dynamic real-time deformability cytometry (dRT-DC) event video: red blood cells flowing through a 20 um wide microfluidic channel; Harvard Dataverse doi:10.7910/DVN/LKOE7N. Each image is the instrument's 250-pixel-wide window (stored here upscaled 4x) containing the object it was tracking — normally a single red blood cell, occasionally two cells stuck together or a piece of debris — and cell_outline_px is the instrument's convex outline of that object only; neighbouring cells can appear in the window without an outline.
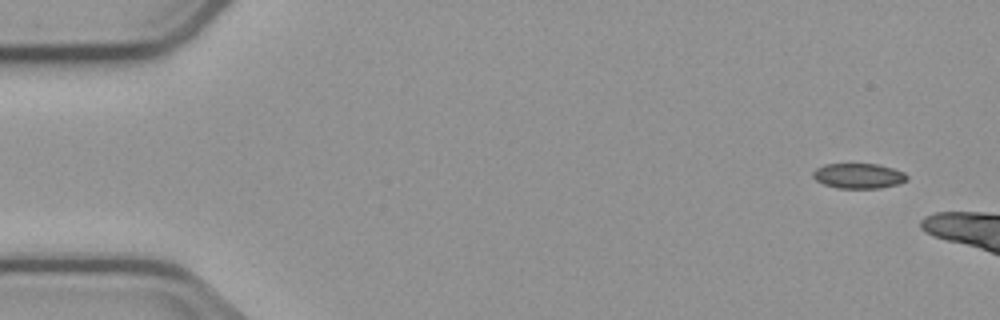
{"species": "common noctule bat (a hibernating species)", "species_latin": "Nyctalus noctula", "temperature_condition": "cold", "stored_images_in_passage": 3, "camera_frame_rate_fps": 3000, "um_per_image_px": 0.085, "animal": {"sex": "male", "body_mass_g": 23.1, "forearm_length_mm": 52.7}, "frame": {"image": 1, "passage_image": 1, "time_ms": 0.0, "image_size_px": [1000, 320], "cell_outline_px": [[908, 180], [900, 184], [880, 188], [836, 188], [824, 184], [816, 180], [812, 176], [812, 172], [816, 168], [824, 164], [876, 164], [892, 168], [904, 172], [908, 176]], "centroid_in_image_um": [72.98, 14.95], "position_along_channel_um": 12.0, "area_um2": 13.87}}